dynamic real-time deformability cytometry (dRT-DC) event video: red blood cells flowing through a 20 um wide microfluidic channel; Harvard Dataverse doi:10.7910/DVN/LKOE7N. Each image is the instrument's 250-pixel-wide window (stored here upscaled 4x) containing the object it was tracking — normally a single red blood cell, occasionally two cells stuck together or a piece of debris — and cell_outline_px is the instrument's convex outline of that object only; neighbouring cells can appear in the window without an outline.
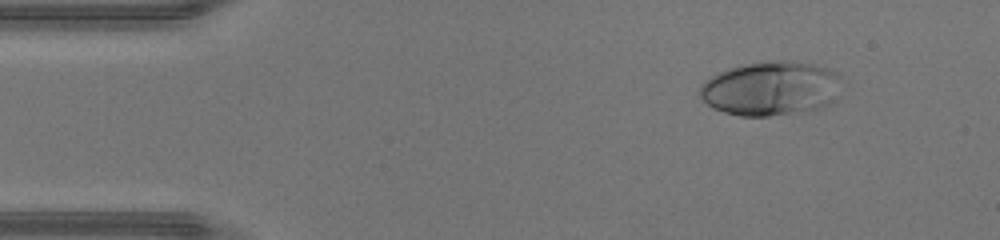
{"species": "human", "species_latin": "Homo sapiens", "temperature_condition": "warm", "stored_images_in_passage": 42, "camera_frame_rate_fps": 3000, "um_per_image_px": 0.085, "donor": {"sex": "male"}, "frame": {"image": 1, "passage_image": 1, "time_ms": 0.0, "image_size_px": [1000, 240], "cell_outline_px": [[840, 72], [836, 100], [828, 104], [808, 112], [768, 116], [740, 116], [724, 112], [712, 108], [700, 96], [700, 84], [704, 80], [720, 72], [744, 64], [776, 60], [792, 60], [816, 64], [832, 68]], "centroid_in_image_um": [65.56, 7.51], "position_along_channel_um": 19.4, "area_um2": 45.32}}
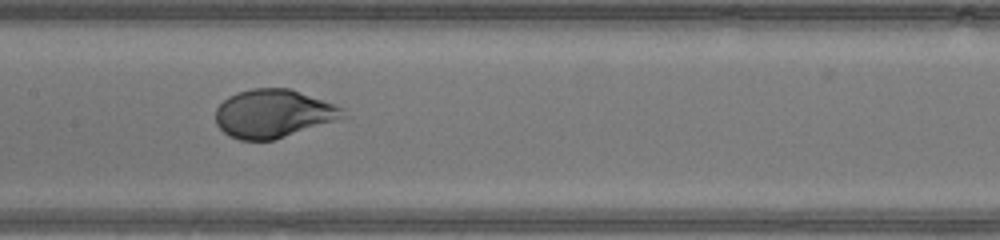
{"frame": {"image": 2, "passage_image": 18, "time_ms": 5.667, "image_size_px": [1000, 240], "cell_outline_px": [[348, 116], [272, 140], [240, 140], [228, 136], [216, 124], [216, 108], [228, 96], [236, 92], [252, 88], [288, 88], [344, 108]], "centroid_in_image_um": [23.19, 9.65], "position_along_channel_um": 184.2, "area_um2": 35.43}}
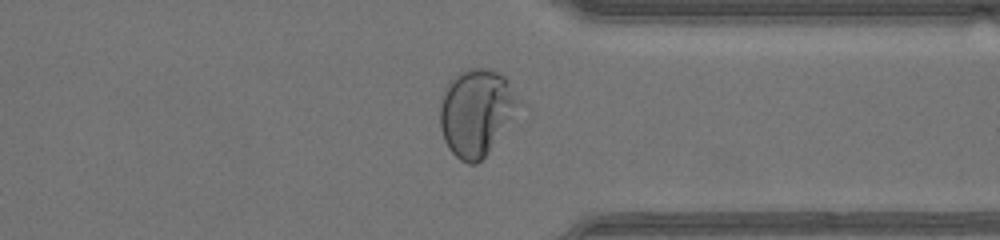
{"frame": {"image": 3, "passage_image": 31, "time_ms": 10.0, "image_size_px": [1000, 240], "cell_outline_px": [[528, 104], [488, 152], [476, 164], [468, 164], [460, 160], [448, 148], [444, 140], [440, 128], [440, 96], [448, 80], [456, 72], [468, 68], [488, 68], [500, 72], [508, 80]], "centroid_in_image_um": [40.58, 9.5], "position_along_channel_um": 370.8, "area_um2": 41.79}, "authors_computed_cell_mechanics": {"area_um2": 38.2925, "velocity_mm_per_s": 4.386, "shape_relaxation_time_tau1_ms": 2.9566, "shape_relaxation_time_tau2_ms": null, "deformation_change_tau1": 0.2262, "deformation_change_tau2": null}}